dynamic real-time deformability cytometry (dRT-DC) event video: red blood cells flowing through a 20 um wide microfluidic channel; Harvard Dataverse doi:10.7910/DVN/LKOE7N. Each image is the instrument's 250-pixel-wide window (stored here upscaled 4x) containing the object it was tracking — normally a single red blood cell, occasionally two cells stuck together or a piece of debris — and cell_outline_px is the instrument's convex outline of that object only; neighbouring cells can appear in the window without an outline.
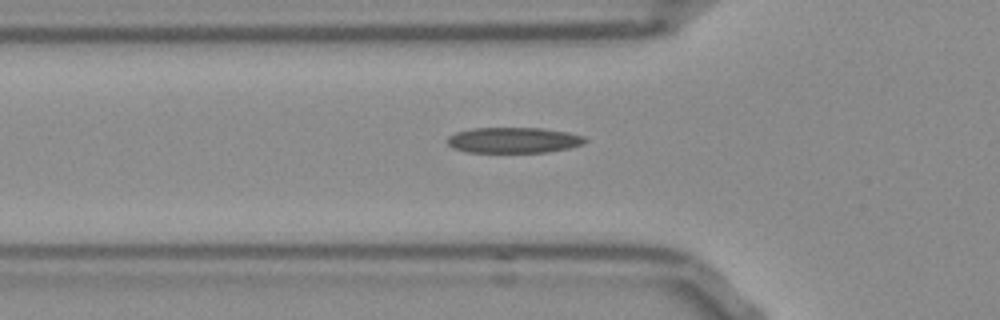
{"species": "Egyptian fruit bat (a non-hibernating species)", "species_latin": "Rousettus aegyptiacus", "temperature_condition": "room temperature", "stored_images_in_passage": 38, "camera_frame_rate_fps": 3000, "um_per_image_px": 0.085, "frame": {"image": 1, "passage_image": 3, "time_ms": 0.667, "image_size_px": [1000, 320], "cell_outline_px": [[588, 140], [584, 144], [568, 148], [548, 152], [468, 152], [452, 148], [448, 144], [448, 136], [456, 132], [472, 128], [540, 128], [568, 132], [584, 136]], "centroid_in_image_um": [43.67, 11.91], "position_along_channel_um": 82.1, "area_um2": 20.63}}
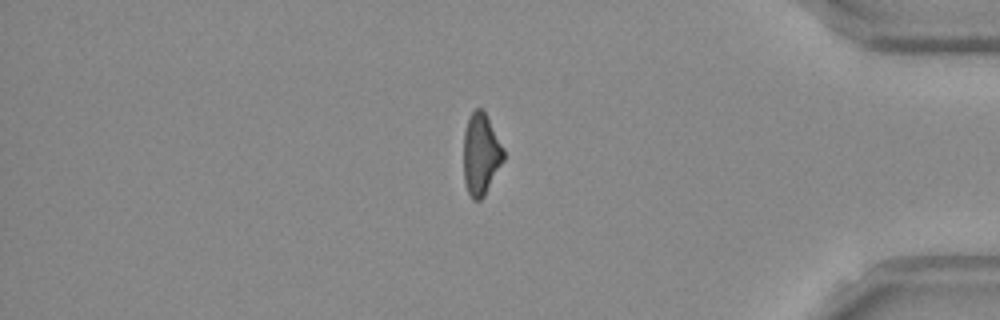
{"frame": {"image": 2, "passage_image": 30, "time_ms": 9.667, "image_size_px": [1000, 320], "cell_outline_px": [[504, 160], [484, 196], [480, 200], [472, 200], [468, 192], [464, 180], [464, 132], [468, 120], [472, 112], [476, 108], [480, 108], [484, 112], [504, 148]], "centroid_in_image_um": [40.88, 13.14], "position_along_channel_um": 394.3, "area_um2": 18.79}}
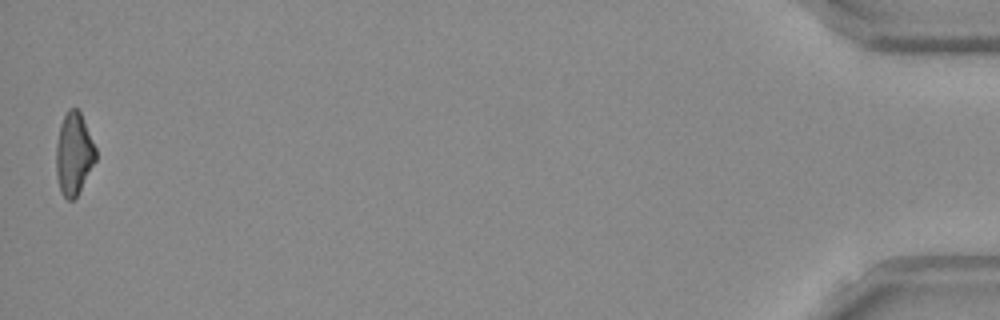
{"frame": {"image": 3, "passage_image": 38, "time_ms": 12.333, "image_size_px": [1000, 320], "cell_outline_px": [[96, 160], [76, 196], [72, 200], [68, 200], [64, 196], [60, 188], [56, 172], [56, 144], [60, 124], [68, 108], [76, 108], [80, 112], [96, 148]], "centroid_in_image_um": [6.27, 13.04], "position_along_channel_um": 428.9, "area_um2": 18.67}, "authors_computed_cell_mechanics": {"area_um2": 19.8832, "velocity_mm_per_s": 3.8206, "shape_relaxation_time_tau1_ms": null, "shape_relaxation_time_tau2_ms": 4.2803, "deformation_change_tau1": null, "deformation_change_tau2": 0.1454}}